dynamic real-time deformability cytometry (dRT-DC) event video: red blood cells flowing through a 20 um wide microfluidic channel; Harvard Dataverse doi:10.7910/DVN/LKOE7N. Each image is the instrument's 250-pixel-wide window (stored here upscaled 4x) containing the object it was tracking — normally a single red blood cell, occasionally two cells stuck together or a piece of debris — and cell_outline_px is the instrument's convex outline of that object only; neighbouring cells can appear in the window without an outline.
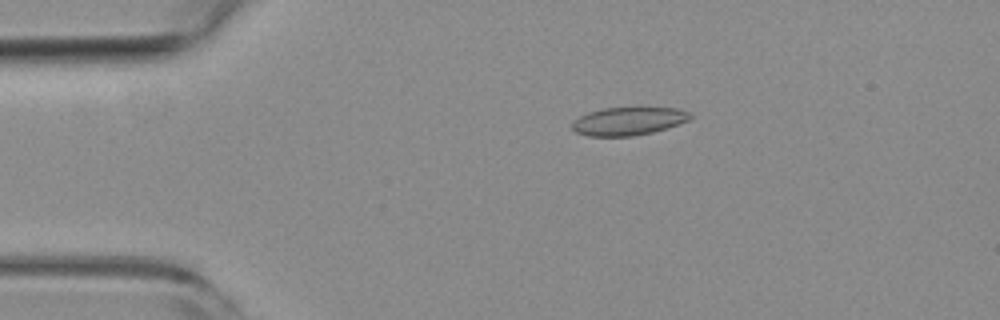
{"species": "common noctule bat (a hibernating species)", "species_latin": "Nyctalus noctula", "temperature_condition": "room temperature", "stored_images_in_passage": 53, "camera_frame_rate_fps": 3000, "um_per_image_px": 0.085, "animal": {"sex": "female", "body_mass_g": 19.3, "forearm_length_mm": 54.1}, "frame": {"image": 1, "passage_image": 10, "time_ms": 3.0, "image_size_px": [1000, 320], "cell_outline_px": [[692, 116], [688, 120], [668, 128], [652, 132], [632, 136], [588, 136], [576, 132], [572, 128], [572, 120], [588, 112], [604, 108], [676, 108], [692, 112]], "centroid_in_image_um": [53.41, 10.3], "position_along_channel_um": 31.6, "area_um2": 19.31}}
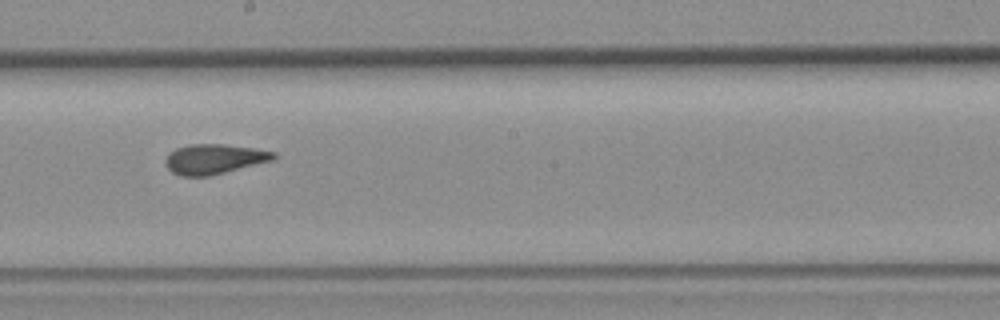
{"frame": {"image": 2, "passage_image": 29, "time_ms": 9.333, "image_size_px": [1000, 320], "cell_outline_px": [[276, 156], [272, 160], [208, 176], [180, 176], [172, 172], [168, 168], [164, 160], [168, 152], [176, 148], [192, 144], [224, 144], [256, 148], [276, 152]], "centroid_in_image_um": [18.17, 13.5], "position_along_channel_um": 230.0, "area_um2": 18.79}}
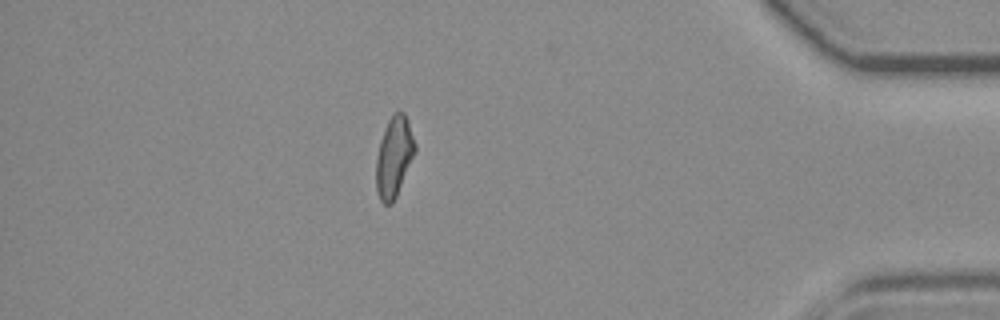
{"frame": {"image": 3, "passage_image": 46, "time_ms": 15.0, "image_size_px": [1000, 320], "cell_outline_px": [[416, 152], [396, 196], [392, 204], [384, 204], [380, 200], [376, 188], [376, 156], [380, 140], [384, 128], [392, 112], [404, 112], [408, 120], [416, 144]], "centroid_in_image_um": [33.49, 13.3], "position_along_channel_um": 401.7, "area_um2": 18.38}, "authors_computed_cell_mechanics": {"area_um2": 18.785, "velocity_mm_per_s": 3.8519, "shape_relaxation_time_tau1_ms": null, "shape_relaxation_time_tau2_ms": 2.4306, "deformation_change_tau1": null, "deformation_change_tau2": 0.0743}}